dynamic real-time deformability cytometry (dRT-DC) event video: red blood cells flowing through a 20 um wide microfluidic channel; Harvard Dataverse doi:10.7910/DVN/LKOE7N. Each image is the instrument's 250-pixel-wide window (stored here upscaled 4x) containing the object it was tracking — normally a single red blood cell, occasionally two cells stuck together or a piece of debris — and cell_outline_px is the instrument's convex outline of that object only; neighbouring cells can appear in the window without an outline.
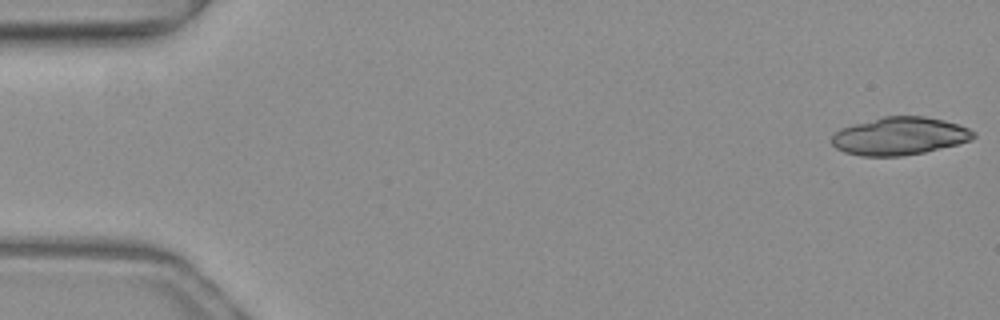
{"species": "common noctule bat (a hibernating species)", "species_latin": "Nyctalus noctula", "temperature_condition": "warm", "stored_images_in_passage": 12, "camera_frame_rate_fps": 3000, "um_per_image_px": 0.085, "animal": {"sex": "female", "body_mass_g": 19.3, "forearm_length_mm": 54.1}, "frame": {"image": 1, "passage_image": 1, "time_ms": 0.0, "image_size_px": [1000, 320], "cell_outline_px": [[976, 136], [972, 140], [924, 152], [900, 156], [860, 156], [844, 152], [836, 148], [832, 144], [832, 136], [840, 128], [852, 124], [884, 116], [924, 116], [944, 120], [960, 124], [976, 132]], "centroid_in_image_um": [76.47, 11.56], "position_along_channel_um": 8.5, "area_um2": 31.33}}